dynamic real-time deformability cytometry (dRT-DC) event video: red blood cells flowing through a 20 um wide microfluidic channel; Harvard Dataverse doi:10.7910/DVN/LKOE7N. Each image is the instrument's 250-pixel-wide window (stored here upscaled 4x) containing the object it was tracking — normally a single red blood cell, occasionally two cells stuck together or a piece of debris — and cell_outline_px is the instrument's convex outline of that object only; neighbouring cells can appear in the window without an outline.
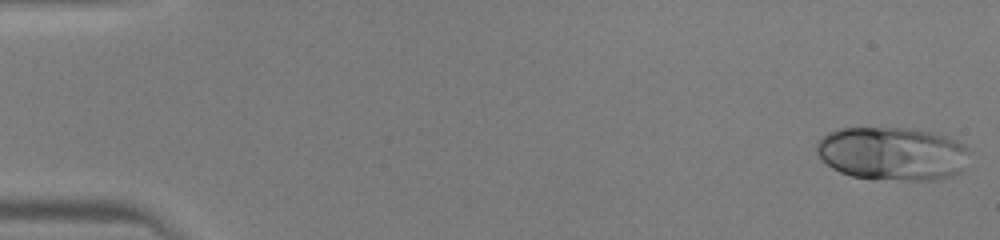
{"species": "human", "species_latin": "Homo sapiens", "temperature_condition": "warm", "stored_images_in_passage": 46, "camera_frame_rate_fps": 3000, "um_per_image_px": 0.085, "donor": {"sex": "male"}, "frame": {"image": 1, "passage_image": 1, "time_ms": 0.0, "image_size_px": [1000, 240], "cell_outline_px": [[972, 152], [964, 172], [952, 176], [936, 180], [904, 180], [852, 176], [840, 172], [832, 168], [816, 152], [816, 144], [828, 132], [840, 128], [912, 128], [936, 132], [956, 140], [964, 144]], "centroid_in_image_um": [75.95, 13.05], "position_along_channel_um": 9.0, "area_um2": 48.15}}
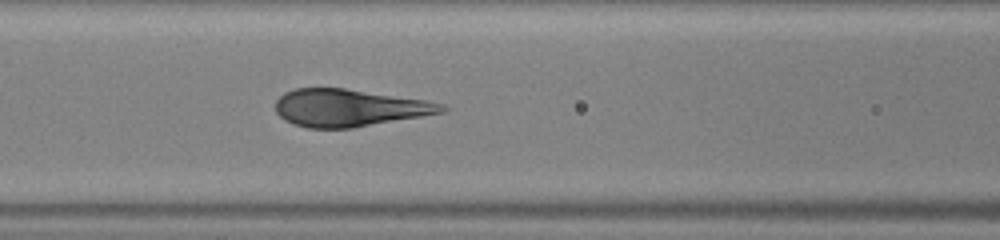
{"frame": {"image": 2, "passage_image": 20, "time_ms": 6.333, "image_size_px": [1000, 240], "cell_outline_px": [[448, 108], [444, 112], [352, 128], [308, 128], [292, 124], [284, 120], [276, 112], [276, 100], [284, 92], [296, 88], [344, 88], [424, 100], [444, 104]], "centroid_in_image_um": [29.63, 9.17], "position_along_channel_um": 137.0, "area_um2": 35.95}}
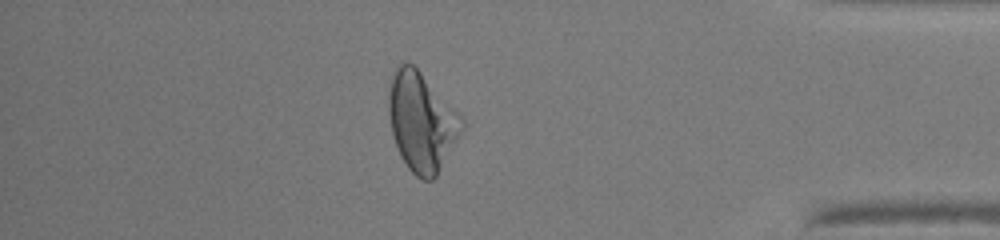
{"frame": {"image": 3, "passage_image": 40, "time_ms": 13.0, "image_size_px": [1000, 240], "cell_outline_px": [[464, 128], [436, 176], [432, 180], [424, 180], [416, 176], [408, 168], [400, 156], [392, 132], [388, 112], [388, 92], [392, 72], [400, 64], [412, 64], [460, 112], [464, 120]], "centroid_in_image_um": [35.84, 10.35], "position_along_channel_um": 399.4, "area_um2": 42.02}}